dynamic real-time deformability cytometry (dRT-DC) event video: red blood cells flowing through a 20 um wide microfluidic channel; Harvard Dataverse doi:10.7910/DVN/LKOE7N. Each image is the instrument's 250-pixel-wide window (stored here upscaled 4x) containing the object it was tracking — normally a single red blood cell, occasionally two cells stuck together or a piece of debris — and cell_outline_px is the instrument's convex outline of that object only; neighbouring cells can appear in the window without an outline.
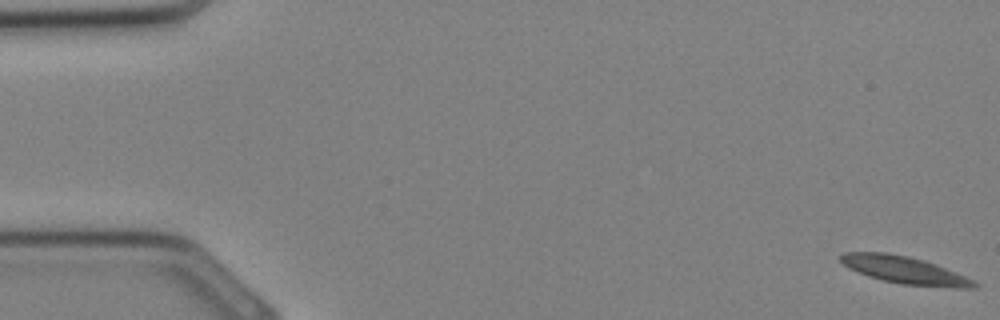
{"species": "Egyptian fruit bat (a non-hibernating species)", "species_latin": "Rousettus aegyptiacus", "temperature_condition": "cold", "stored_images_in_passage": 35, "camera_frame_rate_fps": 3000, "um_per_image_px": 0.085, "animal": {"sex": "female"}, "frame": {"image": 1, "passage_image": 1, "time_ms": 0.0, "image_size_px": [1000, 320], "cell_outline_px": [[980, 284], [976, 288], [952, 288], [900, 284], [868, 276], [848, 268], [840, 260], [840, 256], [844, 252], [888, 252], [908, 256], [924, 260], [936, 264], [976, 280]], "centroid_in_image_um": [76.96, 22.96], "position_along_channel_um": 8.0, "area_um2": 21.5}}
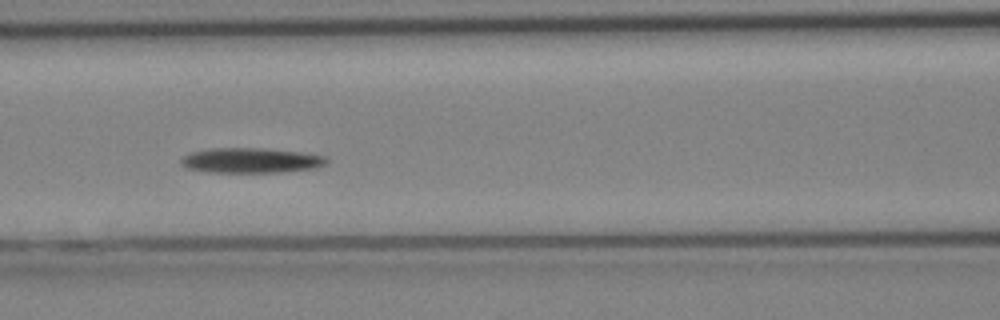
{"frame": {"image": 2, "passage_image": 15, "time_ms": 4.667, "image_size_px": [1000, 320], "cell_outline_px": [[328, 160], [324, 164], [316, 168], [280, 172], [208, 172], [188, 168], [180, 164], [180, 160], [184, 156], [192, 152], [208, 148], [264, 148], [300, 152], [324, 156]], "centroid_in_image_um": [21.3, 13.63], "position_along_channel_um": 145.3, "area_um2": 21.15}}
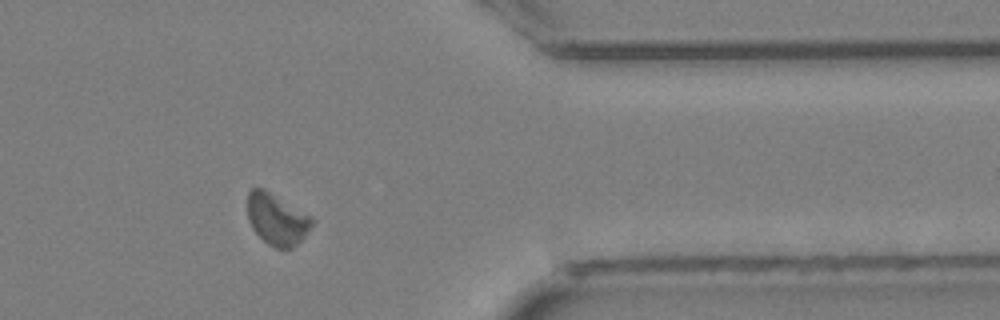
{"frame": {"image": 3, "passage_image": 28, "time_ms": 9.0, "image_size_px": [1000, 320], "cell_outline_px": [[316, 220], [304, 236], [292, 248], [276, 248], [268, 244], [252, 228], [248, 220], [248, 192], [252, 188], [264, 188], [312, 216]], "centroid_in_image_um": [23.54, 18.62], "position_along_channel_um": 387.9, "area_um2": 19.25}}